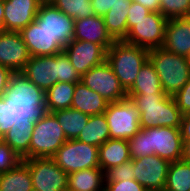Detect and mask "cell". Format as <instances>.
<instances>
[{"instance_id":"1","label":"cell","mask_w":190,"mask_h":191,"mask_svg":"<svg viewBox=\"0 0 190 191\" xmlns=\"http://www.w3.org/2000/svg\"><path fill=\"white\" fill-rule=\"evenodd\" d=\"M8 100L10 126L35 124L47 113L45 91L37 87L21 72H13L2 95Z\"/></svg>"},{"instance_id":"2","label":"cell","mask_w":190,"mask_h":191,"mask_svg":"<svg viewBox=\"0 0 190 191\" xmlns=\"http://www.w3.org/2000/svg\"><path fill=\"white\" fill-rule=\"evenodd\" d=\"M131 159L157 155L169 162L180 161L183 139L180 128L152 127L140 129L128 140Z\"/></svg>"},{"instance_id":"3","label":"cell","mask_w":190,"mask_h":191,"mask_svg":"<svg viewBox=\"0 0 190 191\" xmlns=\"http://www.w3.org/2000/svg\"><path fill=\"white\" fill-rule=\"evenodd\" d=\"M140 113V127L142 129L152 127L180 128L182 113L172 95L127 93Z\"/></svg>"},{"instance_id":"4","label":"cell","mask_w":190,"mask_h":191,"mask_svg":"<svg viewBox=\"0 0 190 191\" xmlns=\"http://www.w3.org/2000/svg\"><path fill=\"white\" fill-rule=\"evenodd\" d=\"M149 60L157 72L162 90L167 95L173 96L190 79V64L185 56L159 47L149 50Z\"/></svg>"},{"instance_id":"5","label":"cell","mask_w":190,"mask_h":191,"mask_svg":"<svg viewBox=\"0 0 190 191\" xmlns=\"http://www.w3.org/2000/svg\"><path fill=\"white\" fill-rule=\"evenodd\" d=\"M149 59V50L116 41L106 52V61L127 91L133 84L141 67Z\"/></svg>"},{"instance_id":"6","label":"cell","mask_w":190,"mask_h":191,"mask_svg":"<svg viewBox=\"0 0 190 191\" xmlns=\"http://www.w3.org/2000/svg\"><path fill=\"white\" fill-rule=\"evenodd\" d=\"M67 138L57 118L47 113L35 122L29 146L30 158H52Z\"/></svg>"},{"instance_id":"7","label":"cell","mask_w":190,"mask_h":191,"mask_svg":"<svg viewBox=\"0 0 190 191\" xmlns=\"http://www.w3.org/2000/svg\"><path fill=\"white\" fill-rule=\"evenodd\" d=\"M111 139L129 140L140 129V113L131 99L108 103L104 112Z\"/></svg>"},{"instance_id":"8","label":"cell","mask_w":190,"mask_h":191,"mask_svg":"<svg viewBox=\"0 0 190 191\" xmlns=\"http://www.w3.org/2000/svg\"><path fill=\"white\" fill-rule=\"evenodd\" d=\"M99 147L77 139L67 140L52 157L67 174L99 166Z\"/></svg>"},{"instance_id":"9","label":"cell","mask_w":190,"mask_h":191,"mask_svg":"<svg viewBox=\"0 0 190 191\" xmlns=\"http://www.w3.org/2000/svg\"><path fill=\"white\" fill-rule=\"evenodd\" d=\"M167 20L160 12H150L145 18L134 22L123 42L148 50L162 47Z\"/></svg>"},{"instance_id":"10","label":"cell","mask_w":190,"mask_h":191,"mask_svg":"<svg viewBox=\"0 0 190 191\" xmlns=\"http://www.w3.org/2000/svg\"><path fill=\"white\" fill-rule=\"evenodd\" d=\"M29 167L32 185L40 191H68V174L53 158L23 160Z\"/></svg>"},{"instance_id":"11","label":"cell","mask_w":190,"mask_h":191,"mask_svg":"<svg viewBox=\"0 0 190 191\" xmlns=\"http://www.w3.org/2000/svg\"><path fill=\"white\" fill-rule=\"evenodd\" d=\"M81 82L100 94L109 103L127 98V91L106 60L82 75Z\"/></svg>"},{"instance_id":"12","label":"cell","mask_w":190,"mask_h":191,"mask_svg":"<svg viewBox=\"0 0 190 191\" xmlns=\"http://www.w3.org/2000/svg\"><path fill=\"white\" fill-rule=\"evenodd\" d=\"M35 21L63 47L73 40L75 20L52 3L40 5Z\"/></svg>"},{"instance_id":"13","label":"cell","mask_w":190,"mask_h":191,"mask_svg":"<svg viewBox=\"0 0 190 191\" xmlns=\"http://www.w3.org/2000/svg\"><path fill=\"white\" fill-rule=\"evenodd\" d=\"M134 179L147 191H164L170 162L153 154L131 159Z\"/></svg>"},{"instance_id":"14","label":"cell","mask_w":190,"mask_h":191,"mask_svg":"<svg viewBox=\"0 0 190 191\" xmlns=\"http://www.w3.org/2000/svg\"><path fill=\"white\" fill-rule=\"evenodd\" d=\"M80 76L106 60V50L99 44L72 40L63 49Z\"/></svg>"},{"instance_id":"15","label":"cell","mask_w":190,"mask_h":191,"mask_svg":"<svg viewBox=\"0 0 190 191\" xmlns=\"http://www.w3.org/2000/svg\"><path fill=\"white\" fill-rule=\"evenodd\" d=\"M30 57L20 32H0V65L12 72H21Z\"/></svg>"},{"instance_id":"16","label":"cell","mask_w":190,"mask_h":191,"mask_svg":"<svg viewBox=\"0 0 190 191\" xmlns=\"http://www.w3.org/2000/svg\"><path fill=\"white\" fill-rule=\"evenodd\" d=\"M21 73L45 92L59 82L57 54L31 56Z\"/></svg>"},{"instance_id":"17","label":"cell","mask_w":190,"mask_h":191,"mask_svg":"<svg viewBox=\"0 0 190 191\" xmlns=\"http://www.w3.org/2000/svg\"><path fill=\"white\" fill-rule=\"evenodd\" d=\"M38 0H4V31L20 32L36 19Z\"/></svg>"},{"instance_id":"18","label":"cell","mask_w":190,"mask_h":191,"mask_svg":"<svg viewBox=\"0 0 190 191\" xmlns=\"http://www.w3.org/2000/svg\"><path fill=\"white\" fill-rule=\"evenodd\" d=\"M30 56H48L61 53L64 47L34 20L20 31Z\"/></svg>"},{"instance_id":"19","label":"cell","mask_w":190,"mask_h":191,"mask_svg":"<svg viewBox=\"0 0 190 191\" xmlns=\"http://www.w3.org/2000/svg\"><path fill=\"white\" fill-rule=\"evenodd\" d=\"M163 48L174 54L187 57L190 53V17L167 20Z\"/></svg>"},{"instance_id":"20","label":"cell","mask_w":190,"mask_h":191,"mask_svg":"<svg viewBox=\"0 0 190 191\" xmlns=\"http://www.w3.org/2000/svg\"><path fill=\"white\" fill-rule=\"evenodd\" d=\"M73 40H82L101 45L106 51L116 42L108 33L104 18L93 15L74 21Z\"/></svg>"},{"instance_id":"21","label":"cell","mask_w":190,"mask_h":191,"mask_svg":"<svg viewBox=\"0 0 190 191\" xmlns=\"http://www.w3.org/2000/svg\"><path fill=\"white\" fill-rule=\"evenodd\" d=\"M108 103L100 94L91 90L82 82L76 83L71 108L93 116L104 114Z\"/></svg>"},{"instance_id":"22","label":"cell","mask_w":190,"mask_h":191,"mask_svg":"<svg viewBox=\"0 0 190 191\" xmlns=\"http://www.w3.org/2000/svg\"><path fill=\"white\" fill-rule=\"evenodd\" d=\"M99 166L106 172L111 167L131 160L128 140L108 139L99 147Z\"/></svg>"},{"instance_id":"23","label":"cell","mask_w":190,"mask_h":191,"mask_svg":"<svg viewBox=\"0 0 190 191\" xmlns=\"http://www.w3.org/2000/svg\"><path fill=\"white\" fill-rule=\"evenodd\" d=\"M105 172L100 168L68 174V191H104Z\"/></svg>"},{"instance_id":"24","label":"cell","mask_w":190,"mask_h":191,"mask_svg":"<svg viewBox=\"0 0 190 191\" xmlns=\"http://www.w3.org/2000/svg\"><path fill=\"white\" fill-rule=\"evenodd\" d=\"M131 3H117L103 17L106 29L115 41H123L128 33L127 17Z\"/></svg>"},{"instance_id":"25","label":"cell","mask_w":190,"mask_h":191,"mask_svg":"<svg viewBox=\"0 0 190 191\" xmlns=\"http://www.w3.org/2000/svg\"><path fill=\"white\" fill-rule=\"evenodd\" d=\"M35 124H13L2 136V141L9 145L23 160L29 159V146Z\"/></svg>"},{"instance_id":"26","label":"cell","mask_w":190,"mask_h":191,"mask_svg":"<svg viewBox=\"0 0 190 191\" xmlns=\"http://www.w3.org/2000/svg\"><path fill=\"white\" fill-rule=\"evenodd\" d=\"M32 189L29 167L24 161L8 172L0 174V191H31Z\"/></svg>"},{"instance_id":"27","label":"cell","mask_w":190,"mask_h":191,"mask_svg":"<svg viewBox=\"0 0 190 191\" xmlns=\"http://www.w3.org/2000/svg\"><path fill=\"white\" fill-rule=\"evenodd\" d=\"M108 139H110V133L104 114L89 116L88 123L77 137L78 141L97 147Z\"/></svg>"},{"instance_id":"28","label":"cell","mask_w":190,"mask_h":191,"mask_svg":"<svg viewBox=\"0 0 190 191\" xmlns=\"http://www.w3.org/2000/svg\"><path fill=\"white\" fill-rule=\"evenodd\" d=\"M51 113L57 118L67 140L77 139L89 120V115L73 108L60 109Z\"/></svg>"},{"instance_id":"29","label":"cell","mask_w":190,"mask_h":191,"mask_svg":"<svg viewBox=\"0 0 190 191\" xmlns=\"http://www.w3.org/2000/svg\"><path fill=\"white\" fill-rule=\"evenodd\" d=\"M127 93L166 94L153 64L148 59L141 67L134 84L127 90Z\"/></svg>"},{"instance_id":"30","label":"cell","mask_w":190,"mask_h":191,"mask_svg":"<svg viewBox=\"0 0 190 191\" xmlns=\"http://www.w3.org/2000/svg\"><path fill=\"white\" fill-rule=\"evenodd\" d=\"M76 83L57 82L45 92L46 106L49 113L71 108Z\"/></svg>"},{"instance_id":"31","label":"cell","mask_w":190,"mask_h":191,"mask_svg":"<svg viewBox=\"0 0 190 191\" xmlns=\"http://www.w3.org/2000/svg\"><path fill=\"white\" fill-rule=\"evenodd\" d=\"M164 191H190V163L170 162Z\"/></svg>"},{"instance_id":"32","label":"cell","mask_w":190,"mask_h":191,"mask_svg":"<svg viewBox=\"0 0 190 191\" xmlns=\"http://www.w3.org/2000/svg\"><path fill=\"white\" fill-rule=\"evenodd\" d=\"M52 4L74 20L95 15L91 0H53Z\"/></svg>"},{"instance_id":"33","label":"cell","mask_w":190,"mask_h":191,"mask_svg":"<svg viewBox=\"0 0 190 191\" xmlns=\"http://www.w3.org/2000/svg\"><path fill=\"white\" fill-rule=\"evenodd\" d=\"M160 13L166 17H190V0H160Z\"/></svg>"},{"instance_id":"34","label":"cell","mask_w":190,"mask_h":191,"mask_svg":"<svg viewBox=\"0 0 190 191\" xmlns=\"http://www.w3.org/2000/svg\"><path fill=\"white\" fill-rule=\"evenodd\" d=\"M57 64H59V82H81V76L74 69L69 57L64 51L57 54Z\"/></svg>"},{"instance_id":"35","label":"cell","mask_w":190,"mask_h":191,"mask_svg":"<svg viewBox=\"0 0 190 191\" xmlns=\"http://www.w3.org/2000/svg\"><path fill=\"white\" fill-rule=\"evenodd\" d=\"M134 179V164L132 160L111 167L105 172V182L123 181Z\"/></svg>"},{"instance_id":"36","label":"cell","mask_w":190,"mask_h":191,"mask_svg":"<svg viewBox=\"0 0 190 191\" xmlns=\"http://www.w3.org/2000/svg\"><path fill=\"white\" fill-rule=\"evenodd\" d=\"M21 161L20 157L9 145L0 142V174L15 168Z\"/></svg>"},{"instance_id":"37","label":"cell","mask_w":190,"mask_h":191,"mask_svg":"<svg viewBox=\"0 0 190 191\" xmlns=\"http://www.w3.org/2000/svg\"><path fill=\"white\" fill-rule=\"evenodd\" d=\"M104 191H147L135 179L105 182Z\"/></svg>"},{"instance_id":"38","label":"cell","mask_w":190,"mask_h":191,"mask_svg":"<svg viewBox=\"0 0 190 191\" xmlns=\"http://www.w3.org/2000/svg\"><path fill=\"white\" fill-rule=\"evenodd\" d=\"M173 99L176 102V105L180 109L182 114L190 112V79L182 87L181 90L177 91L173 95Z\"/></svg>"},{"instance_id":"39","label":"cell","mask_w":190,"mask_h":191,"mask_svg":"<svg viewBox=\"0 0 190 191\" xmlns=\"http://www.w3.org/2000/svg\"><path fill=\"white\" fill-rule=\"evenodd\" d=\"M150 11L139 3L132 1L128 17H127V29L128 31L134 26V22L140 21L145 18Z\"/></svg>"},{"instance_id":"40","label":"cell","mask_w":190,"mask_h":191,"mask_svg":"<svg viewBox=\"0 0 190 191\" xmlns=\"http://www.w3.org/2000/svg\"><path fill=\"white\" fill-rule=\"evenodd\" d=\"M10 126V114L9 103L3 96L0 97V137L9 131Z\"/></svg>"},{"instance_id":"41","label":"cell","mask_w":190,"mask_h":191,"mask_svg":"<svg viewBox=\"0 0 190 191\" xmlns=\"http://www.w3.org/2000/svg\"><path fill=\"white\" fill-rule=\"evenodd\" d=\"M126 1L133 0H91V6L95 15L104 17L114 5L117 3H126Z\"/></svg>"},{"instance_id":"42","label":"cell","mask_w":190,"mask_h":191,"mask_svg":"<svg viewBox=\"0 0 190 191\" xmlns=\"http://www.w3.org/2000/svg\"><path fill=\"white\" fill-rule=\"evenodd\" d=\"M12 73L10 69L0 65V97L8 87V82Z\"/></svg>"},{"instance_id":"43","label":"cell","mask_w":190,"mask_h":191,"mask_svg":"<svg viewBox=\"0 0 190 191\" xmlns=\"http://www.w3.org/2000/svg\"><path fill=\"white\" fill-rule=\"evenodd\" d=\"M180 130L183 141L190 140V112L182 115Z\"/></svg>"},{"instance_id":"44","label":"cell","mask_w":190,"mask_h":191,"mask_svg":"<svg viewBox=\"0 0 190 191\" xmlns=\"http://www.w3.org/2000/svg\"><path fill=\"white\" fill-rule=\"evenodd\" d=\"M147 8L150 12H160V0H133Z\"/></svg>"},{"instance_id":"45","label":"cell","mask_w":190,"mask_h":191,"mask_svg":"<svg viewBox=\"0 0 190 191\" xmlns=\"http://www.w3.org/2000/svg\"><path fill=\"white\" fill-rule=\"evenodd\" d=\"M181 160L190 163V140L183 141V153Z\"/></svg>"},{"instance_id":"46","label":"cell","mask_w":190,"mask_h":191,"mask_svg":"<svg viewBox=\"0 0 190 191\" xmlns=\"http://www.w3.org/2000/svg\"><path fill=\"white\" fill-rule=\"evenodd\" d=\"M4 31V0H0V32Z\"/></svg>"},{"instance_id":"47","label":"cell","mask_w":190,"mask_h":191,"mask_svg":"<svg viewBox=\"0 0 190 191\" xmlns=\"http://www.w3.org/2000/svg\"><path fill=\"white\" fill-rule=\"evenodd\" d=\"M41 4L52 3L53 0H38Z\"/></svg>"},{"instance_id":"48","label":"cell","mask_w":190,"mask_h":191,"mask_svg":"<svg viewBox=\"0 0 190 191\" xmlns=\"http://www.w3.org/2000/svg\"><path fill=\"white\" fill-rule=\"evenodd\" d=\"M187 60H188V62H189V64H190V53H189V55L187 56Z\"/></svg>"}]
</instances>
